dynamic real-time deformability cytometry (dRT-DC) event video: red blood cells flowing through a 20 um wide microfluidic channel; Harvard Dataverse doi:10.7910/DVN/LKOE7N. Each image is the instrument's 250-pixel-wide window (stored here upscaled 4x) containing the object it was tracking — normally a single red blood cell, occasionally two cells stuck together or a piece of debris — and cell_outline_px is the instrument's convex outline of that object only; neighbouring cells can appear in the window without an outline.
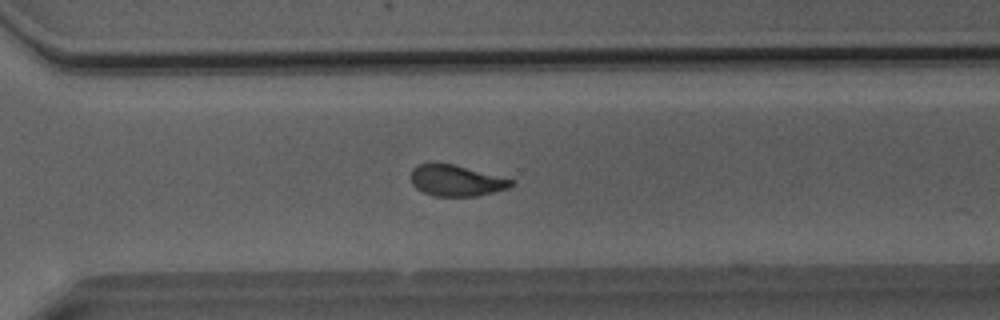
{"species": "Egyptian fruit bat (a non-hibernating species)", "species_latin": "Rousettus aegyptiacus", "temperature_condition": "room temperature", "stored_images_in_passage": 50, "camera_frame_rate_fps": 3000, "um_per_image_px": 0.085, "animal": {"sex": "male"}, "frame": {"image": 1, "passage_image": 36, "time_ms": 11.667, "image_size_px": [1000, 320], "cell_outline_px": [[516, 180], [508, 188], [476, 196], [432, 196], [416, 188], [412, 184], [412, 168], [416, 164], [432, 160], [436, 160]], "centroid_in_image_um": [38.71, 15.31], "position_along_channel_um": 331.9, "area_um2": 18.5}}
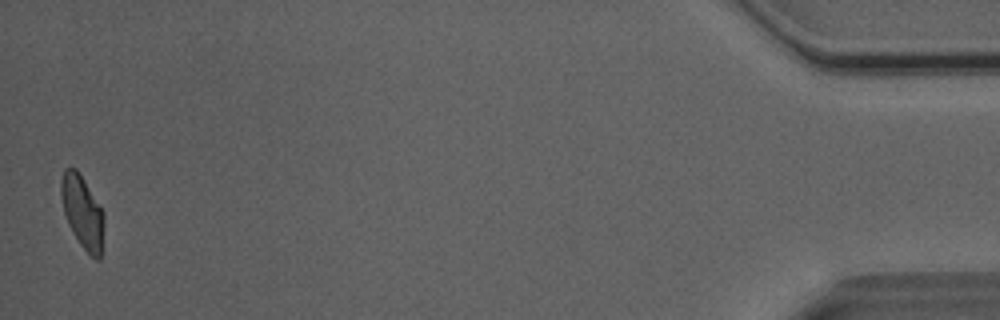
{"frame": {"image": 2, "passage_image": 50, "time_ms": 16.333, "image_size_px": [1000, 320], "cell_outline_px": [[104, 224], [100, 260], [96, 260], [80, 244], [68, 224], [64, 212], [60, 196], [60, 180], [64, 168], [76, 168], [84, 180], [104, 212]], "centroid_in_image_um": [7.0, 17.99], "position_along_channel_um": 428.2, "area_um2": 18.15}, "authors_computed_cell_mechanics": {"area_um2": 19.074, "velocity_mm_per_s": 4.0585, "shape_relaxation_time_tau1_ms": 9.2984, "shape_relaxation_time_tau2_ms": null, "deformation_change_tau1": 0.2443, "deformation_change_tau2": null}}